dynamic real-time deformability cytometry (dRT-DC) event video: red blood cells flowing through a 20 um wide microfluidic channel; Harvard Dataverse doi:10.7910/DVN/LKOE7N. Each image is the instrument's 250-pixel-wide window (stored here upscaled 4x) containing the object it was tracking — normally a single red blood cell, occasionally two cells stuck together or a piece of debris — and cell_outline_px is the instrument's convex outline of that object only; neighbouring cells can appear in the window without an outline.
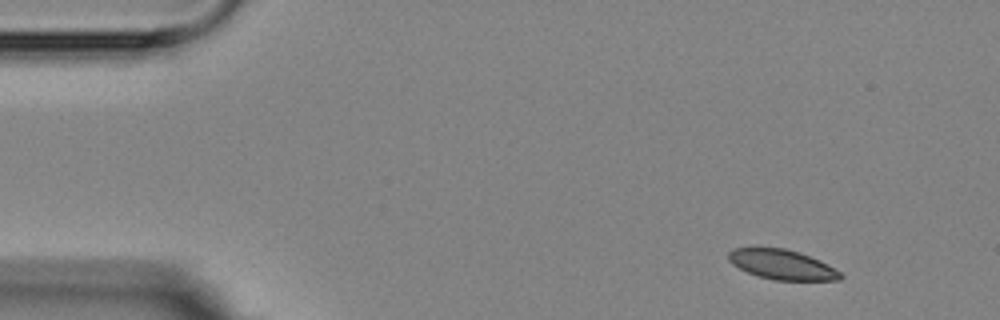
{"species": "Egyptian fruit bat (a non-hibernating species)", "species_latin": "Rousettus aegyptiacus", "temperature_condition": "room temperature", "stored_images_in_passage": 3, "camera_frame_rate_fps": 3000, "um_per_image_px": 0.085, "animal": {"sex": "female"}, "frame": {"image": 1, "passage_image": 1, "time_ms": 0.0, "image_size_px": [1000, 320], "cell_outline_px": [[844, 276], [840, 280], [772, 280], [748, 272], [732, 264], [728, 260], [728, 252], [732, 248], [756, 244], [784, 248], [800, 252], [820, 260], [828, 264], [840, 272]], "centroid_in_image_um": [66.41, 22.43], "position_along_channel_um": 18.6, "area_um2": 20.17}}
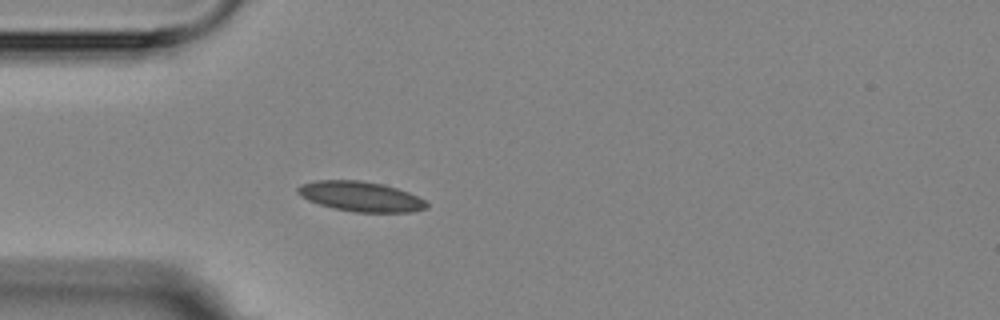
{"frame": {"image": 2, "passage_image": 3, "time_ms": 3.333, "image_size_px": [1000, 320], "cell_outline_px": [[428, 208], [408, 212], [356, 212], [336, 208], [320, 204], [308, 200], [300, 196], [296, 192], [296, 188], [300, 184], [316, 180], [360, 180], [384, 184], [408, 192], [424, 200], [428, 204]], "centroid_in_image_um": [30.63, 16.69], "position_along_channel_um": 54.4, "area_um2": 22.43}}